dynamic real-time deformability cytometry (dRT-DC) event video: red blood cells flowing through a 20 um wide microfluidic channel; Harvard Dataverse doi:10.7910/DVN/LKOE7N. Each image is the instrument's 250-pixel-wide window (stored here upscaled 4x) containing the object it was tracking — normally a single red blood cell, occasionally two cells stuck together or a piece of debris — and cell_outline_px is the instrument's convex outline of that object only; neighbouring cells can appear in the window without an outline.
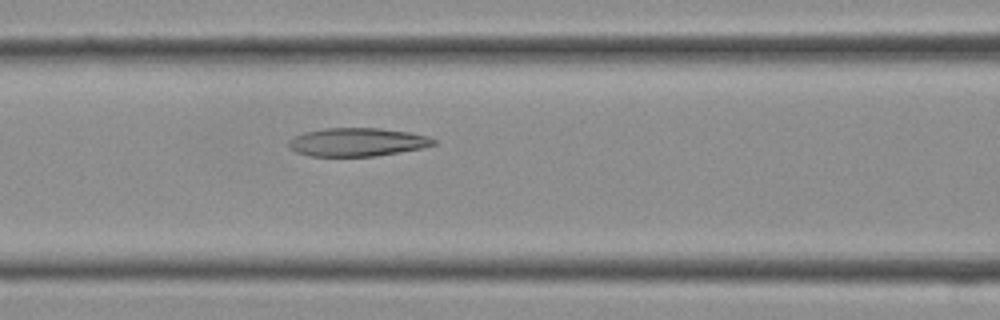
{"species": "Egyptian fruit bat (a non-hibernating species)", "species_latin": "Rousettus aegyptiacus", "temperature_condition": "cold", "stored_images_in_passage": 10, "camera_frame_rate_fps": 3000, "um_per_image_px": 0.085, "frame": {"image": 1, "passage_image": 9, "time_ms": 2.667, "image_size_px": [1000, 320], "cell_outline_px": [[436, 144], [424, 148], [376, 156], [308, 156], [296, 152], [288, 144], [288, 140], [292, 136], [304, 132], [324, 128], [380, 128], [408, 132], [428, 136], [436, 140]], "centroid_in_image_um": [30.36, 12.08], "position_along_channel_um": 136.2, "area_um2": 24.1}}